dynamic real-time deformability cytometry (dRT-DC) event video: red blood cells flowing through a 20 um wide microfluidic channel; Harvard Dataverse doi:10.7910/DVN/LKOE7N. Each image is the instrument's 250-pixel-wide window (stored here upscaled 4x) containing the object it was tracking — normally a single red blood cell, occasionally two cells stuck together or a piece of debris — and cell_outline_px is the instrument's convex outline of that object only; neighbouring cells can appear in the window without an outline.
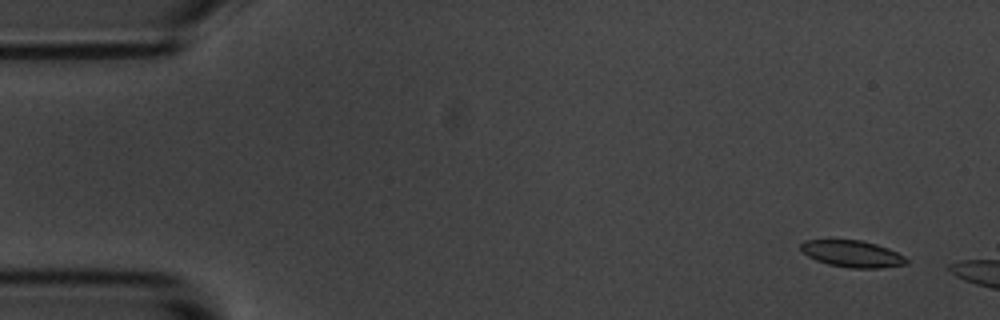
{"species": "common noctule bat (a hibernating species)", "species_latin": "Nyctalus noctula", "temperature_condition": "room temperature", "stored_images_in_passage": 8, "camera_frame_rate_fps": 3000, "um_per_image_px": 0.085, "animal": {"sex": "male", "body_mass_g": 20.1, "forearm_length_mm": 53.5}, "frame": {"image": 1, "passage_image": 4, "time_ms": 1.0, "image_size_px": [1000, 320], "cell_outline_px": [[908, 264], [880, 268], [852, 268], [828, 264], [816, 260], [808, 256], [800, 248], [800, 244], [804, 240], [864, 240], [888, 248], [904, 256], [908, 260]], "centroid_in_image_um": [72.46, 21.57], "position_along_channel_um": 12.5, "area_um2": 16.42}}